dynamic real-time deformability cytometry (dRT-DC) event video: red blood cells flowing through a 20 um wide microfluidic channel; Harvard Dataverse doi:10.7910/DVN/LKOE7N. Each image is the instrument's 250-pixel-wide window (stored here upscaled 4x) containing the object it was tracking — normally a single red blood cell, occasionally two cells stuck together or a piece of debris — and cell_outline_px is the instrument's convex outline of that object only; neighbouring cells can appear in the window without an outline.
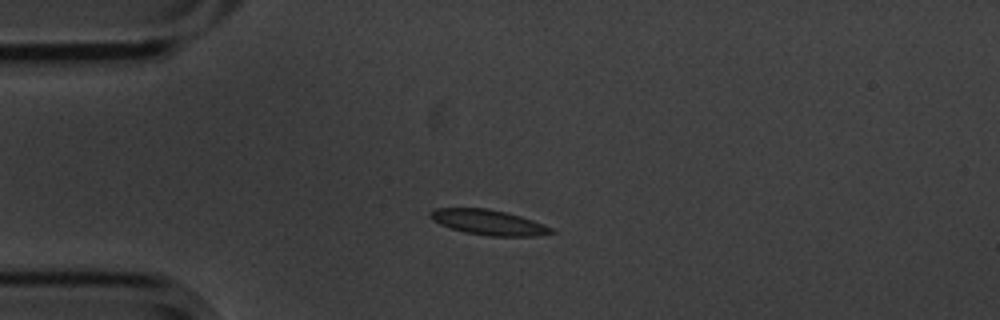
{"species": "common noctule bat (a hibernating species)", "species_latin": "Nyctalus noctula", "temperature_condition": "cold", "stored_images_in_passage": 4, "camera_frame_rate_fps": 3000, "um_per_image_px": 0.085, "animal": {"sex": "male", "body_mass_g": 20.1, "forearm_length_mm": 53.5}, "frame": {"image": 1, "passage_image": 3, "time_ms": 0.667, "image_size_px": [1000, 320], "cell_outline_px": [[556, 232], [536, 236], [488, 236], [464, 232], [440, 224], [432, 220], [428, 216], [428, 212], [432, 208], [488, 208], [520, 216], [532, 220], [552, 228]], "centroid_in_image_um": [41.47, 18.89], "position_along_channel_um": 43.5, "area_um2": 17.74}}